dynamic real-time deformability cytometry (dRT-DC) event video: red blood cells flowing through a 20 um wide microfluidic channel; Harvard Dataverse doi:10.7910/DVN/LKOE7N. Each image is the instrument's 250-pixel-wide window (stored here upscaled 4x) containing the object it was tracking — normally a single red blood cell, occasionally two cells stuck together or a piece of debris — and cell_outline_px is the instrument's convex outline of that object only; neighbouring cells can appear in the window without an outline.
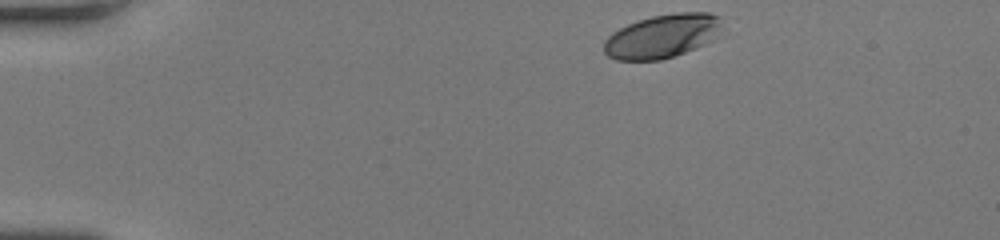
{"species": "human", "species_latin": "Homo sapiens", "temperature_condition": "room temperature", "stored_images_in_passage": 36, "camera_frame_rate_fps": 3000, "um_per_image_px": 0.085, "donor": {"sex": "female"}, "frame": {"image": 1, "passage_image": 1, "time_ms": 0.0, "image_size_px": [1000, 240], "cell_outline_px": [[720, 28], [712, 40], [704, 44], [684, 52], [660, 60], [616, 60], [608, 56], [604, 52], [604, 40], [612, 32], [628, 24], [652, 16], [676, 12], [708, 12], [720, 16]], "centroid_in_image_um": [56.26, 3.06], "position_along_channel_um": 28.7, "area_um2": 29.82}}
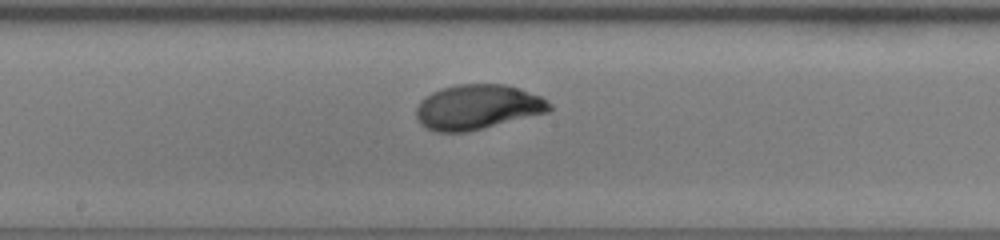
{"frame": {"image": 2, "passage_image": 20, "time_ms": 6.333, "image_size_px": [1000, 240], "cell_outline_px": [[552, 108], [548, 112], [468, 132], [436, 132], [420, 124], [416, 116], [416, 108], [420, 100], [432, 92], [456, 84], [504, 84], [520, 88], [540, 96], [552, 104]], "centroid_in_image_um": [40.59, 9.1], "position_along_channel_um": 207.6, "area_um2": 34.85}}
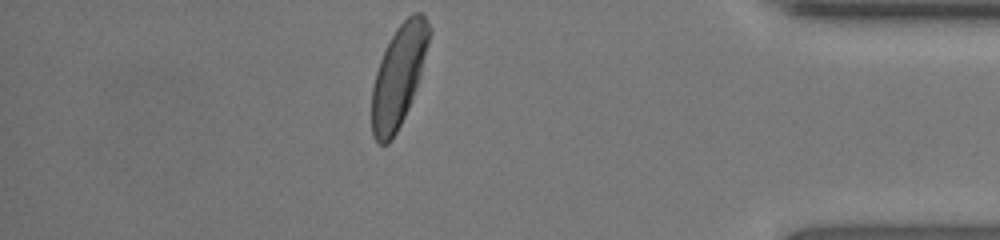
{"frame": {"image": 3, "passage_image": 36, "time_ms": 11.667, "image_size_px": [1000, 240], "cell_outline_px": [[432, 32], [420, 76], [408, 108], [392, 140], [388, 144], [380, 144], [372, 136], [372, 88], [376, 72], [380, 60], [396, 28], [412, 12], [420, 12], [424, 16], [432, 28]], "centroid_in_image_um": [33.9, 6.43], "position_along_channel_um": 401.3, "area_um2": 33.52}, "authors_computed_cell_mechanics": {"area_um2": 33.813, "velocity_mm_per_s": 4.2336, "shape_relaxation_time_tau1_ms": 2.4371, "shape_relaxation_time_tau2_ms": null, "deformation_change_tau1": 0.1542, "deformation_change_tau2": null}}